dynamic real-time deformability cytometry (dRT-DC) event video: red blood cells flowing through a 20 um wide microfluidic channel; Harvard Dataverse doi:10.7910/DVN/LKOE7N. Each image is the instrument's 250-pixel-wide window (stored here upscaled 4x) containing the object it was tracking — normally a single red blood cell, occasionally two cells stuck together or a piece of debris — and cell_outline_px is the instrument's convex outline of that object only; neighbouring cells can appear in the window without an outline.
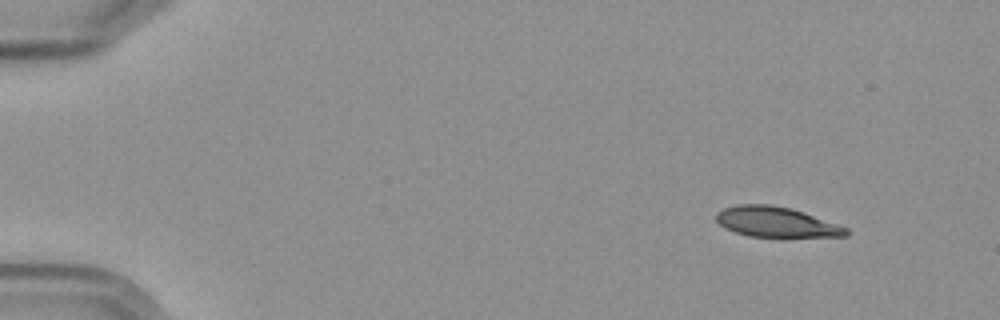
{"species": "Egyptian fruit bat (a non-hibernating species)", "species_latin": "Rousettus aegyptiacus", "temperature_condition": "cold", "stored_images_in_passage": 5, "camera_frame_rate_fps": 3000, "um_per_image_px": 0.085, "frame": {"image": 1, "passage_image": 1, "time_ms": 0.0, "image_size_px": [1000, 320], "cell_outline_px": [[848, 236], [748, 236], [724, 228], [716, 220], [716, 212], [724, 208], [740, 204], [768, 204], [792, 208], [804, 212], [848, 228]], "centroid_in_image_um": [65.94, 18.85], "position_along_channel_um": 19.1, "area_um2": 22.6}}
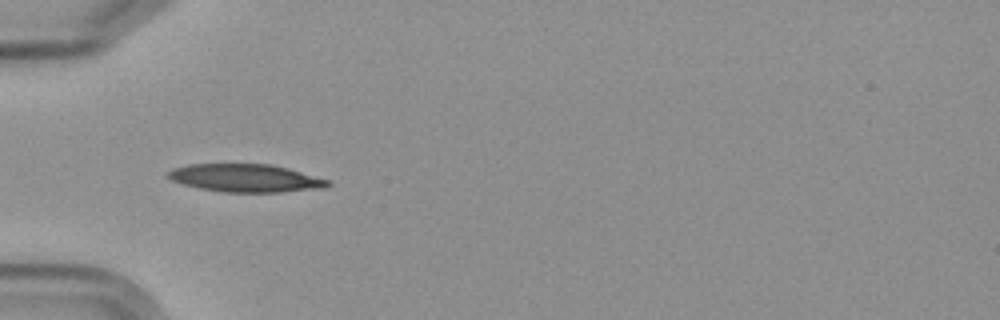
{"frame": {"image": 2, "passage_image": 4, "time_ms": 4.333, "image_size_px": [1000, 320], "cell_outline_px": [[332, 184], [328, 188], [280, 192], [220, 192], [200, 188], [184, 184], [172, 180], [164, 176], [164, 172], [172, 168], [188, 164], [272, 164], [288, 168], [328, 180]], "centroid_in_image_um": [20.84, 15.13], "position_along_channel_um": 64.2, "area_um2": 26.24}}
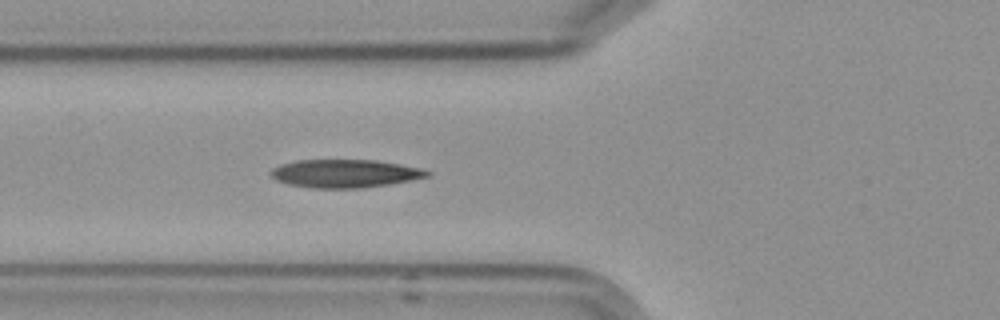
{"frame": {"image": 3, "passage_image": 5, "time_ms": 5.333, "image_size_px": [1000, 320], "cell_outline_px": [[432, 176], [388, 184], [360, 188], [312, 188], [288, 184], [276, 180], [268, 172], [272, 168], [280, 164], [296, 160], [376, 160], [424, 168], [432, 172]], "centroid_in_image_um": [29.33, 14.74], "position_along_channel_um": 96.5, "area_um2": 25.84}}